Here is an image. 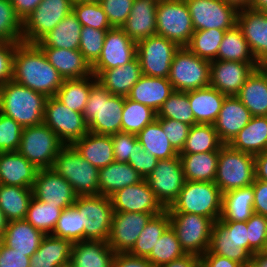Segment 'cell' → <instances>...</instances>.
<instances>
[{
	"instance_id": "cell-1",
	"label": "cell",
	"mask_w": 267,
	"mask_h": 267,
	"mask_svg": "<svg viewBox=\"0 0 267 267\" xmlns=\"http://www.w3.org/2000/svg\"><path fill=\"white\" fill-rule=\"evenodd\" d=\"M12 80L46 97L55 96L63 77L37 44L19 42L14 52Z\"/></svg>"
},
{
	"instance_id": "cell-2",
	"label": "cell",
	"mask_w": 267,
	"mask_h": 267,
	"mask_svg": "<svg viewBox=\"0 0 267 267\" xmlns=\"http://www.w3.org/2000/svg\"><path fill=\"white\" fill-rule=\"evenodd\" d=\"M47 97L13 80L0 86V112L23 128L43 123Z\"/></svg>"
},
{
	"instance_id": "cell-3",
	"label": "cell",
	"mask_w": 267,
	"mask_h": 267,
	"mask_svg": "<svg viewBox=\"0 0 267 267\" xmlns=\"http://www.w3.org/2000/svg\"><path fill=\"white\" fill-rule=\"evenodd\" d=\"M123 96L111 94L97 80L92 84L83 116L88 130L95 134L112 135L121 132Z\"/></svg>"
},
{
	"instance_id": "cell-4",
	"label": "cell",
	"mask_w": 267,
	"mask_h": 267,
	"mask_svg": "<svg viewBox=\"0 0 267 267\" xmlns=\"http://www.w3.org/2000/svg\"><path fill=\"white\" fill-rule=\"evenodd\" d=\"M222 192L214 182L185 181L168 212L199 214L217 222L222 211Z\"/></svg>"
},
{
	"instance_id": "cell-5",
	"label": "cell",
	"mask_w": 267,
	"mask_h": 267,
	"mask_svg": "<svg viewBox=\"0 0 267 267\" xmlns=\"http://www.w3.org/2000/svg\"><path fill=\"white\" fill-rule=\"evenodd\" d=\"M52 169L65 178L77 196L98 195L99 169L85 160L73 145H64Z\"/></svg>"
},
{
	"instance_id": "cell-6",
	"label": "cell",
	"mask_w": 267,
	"mask_h": 267,
	"mask_svg": "<svg viewBox=\"0 0 267 267\" xmlns=\"http://www.w3.org/2000/svg\"><path fill=\"white\" fill-rule=\"evenodd\" d=\"M255 180L254 155L235 150L224 144L219 150L218 166L214 183L222 194L243 188Z\"/></svg>"
},
{
	"instance_id": "cell-7",
	"label": "cell",
	"mask_w": 267,
	"mask_h": 267,
	"mask_svg": "<svg viewBox=\"0 0 267 267\" xmlns=\"http://www.w3.org/2000/svg\"><path fill=\"white\" fill-rule=\"evenodd\" d=\"M65 144L46 124L24 127L17 151L37 169H50Z\"/></svg>"
},
{
	"instance_id": "cell-8",
	"label": "cell",
	"mask_w": 267,
	"mask_h": 267,
	"mask_svg": "<svg viewBox=\"0 0 267 267\" xmlns=\"http://www.w3.org/2000/svg\"><path fill=\"white\" fill-rule=\"evenodd\" d=\"M73 207L81 215L84 240L107 242L114 214L110 197L100 194L77 196Z\"/></svg>"
},
{
	"instance_id": "cell-9",
	"label": "cell",
	"mask_w": 267,
	"mask_h": 267,
	"mask_svg": "<svg viewBox=\"0 0 267 267\" xmlns=\"http://www.w3.org/2000/svg\"><path fill=\"white\" fill-rule=\"evenodd\" d=\"M168 79L176 91L188 92L208 87L210 61L196 56L187 47H180L172 60Z\"/></svg>"
},
{
	"instance_id": "cell-10",
	"label": "cell",
	"mask_w": 267,
	"mask_h": 267,
	"mask_svg": "<svg viewBox=\"0 0 267 267\" xmlns=\"http://www.w3.org/2000/svg\"><path fill=\"white\" fill-rule=\"evenodd\" d=\"M170 226L175 231L186 254L201 257L209 248L214 222L199 214L168 212Z\"/></svg>"
},
{
	"instance_id": "cell-11",
	"label": "cell",
	"mask_w": 267,
	"mask_h": 267,
	"mask_svg": "<svg viewBox=\"0 0 267 267\" xmlns=\"http://www.w3.org/2000/svg\"><path fill=\"white\" fill-rule=\"evenodd\" d=\"M156 34L186 47L194 33L192 19L185 0L158 2Z\"/></svg>"
},
{
	"instance_id": "cell-12",
	"label": "cell",
	"mask_w": 267,
	"mask_h": 267,
	"mask_svg": "<svg viewBox=\"0 0 267 267\" xmlns=\"http://www.w3.org/2000/svg\"><path fill=\"white\" fill-rule=\"evenodd\" d=\"M179 48L175 42L157 34L137 41V58L142 75L168 78L172 60Z\"/></svg>"
},
{
	"instance_id": "cell-13",
	"label": "cell",
	"mask_w": 267,
	"mask_h": 267,
	"mask_svg": "<svg viewBox=\"0 0 267 267\" xmlns=\"http://www.w3.org/2000/svg\"><path fill=\"white\" fill-rule=\"evenodd\" d=\"M43 123L51 128L65 145H72L89 132L83 114L71 110L55 96L46 99Z\"/></svg>"
},
{
	"instance_id": "cell-14",
	"label": "cell",
	"mask_w": 267,
	"mask_h": 267,
	"mask_svg": "<svg viewBox=\"0 0 267 267\" xmlns=\"http://www.w3.org/2000/svg\"><path fill=\"white\" fill-rule=\"evenodd\" d=\"M72 10L71 0H42L23 21V42L37 44Z\"/></svg>"
},
{
	"instance_id": "cell-15",
	"label": "cell",
	"mask_w": 267,
	"mask_h": 267,
	"mask_svg": "<svg viewBox=\"0 0 267 267\" xmlns=\"http://www.w3.org/2000/svg\"><path fill=\"white\" fill-rule=\"evenodd\" d=\"M194 31L229 30L237 24L238 10L223 0H185Z\"/></svg>"
},
{
	"instance_id": "cell-16",
	"label": "cell",
	"mask_w": 267,
	"mask_h": 267,
	"mask_svg": "<svg viewBox=\"0 0 267 267\" xmlns=\"http://www.w3.org/2000/svg\"><path fill=\"white\" fill-rule=\"evenodd\" d=\"M145 179L160 203L165 208L170 207L178 198L186 181L179 155L159 160Z\"/></svg>"
},
{
	"instance_id": "cell-17",
	"label": "cell",
	"mask_w": 267,
	"mask_h": 267,
	"mask_svg": "<svg viewBox=\"0 0 267 267\" xmlns=\"http://www.w3.org/2000/svg\"><path fill=\"white\" fill-rule=\"evenodd\" d=\"M137 57V42L129 38L122 28L112 27L106 32L102 52L92 65L97 76L102 70L123 66Z\"/></svg>"
},
{
	"instance_id": "cell-18",
	"label": "cell",
	"mask_w": 267,
	"mask_h": 267,
	"mask_svg": "<svg viewBox=\"0 0 267 267\" xmlns=\"http://www.w3.org/2000/svg\"><path fill=\"white\" fill-rule=\"evenodd\" d=\"M160 213L114 212L108 245L115 253H128L147 222Z\"/></svg>"
},
{
	"instance_id": "cell-19",
	"label": "cell",
	"mask_w": 267,
	"mask_h": 267,
	"mask_svg": "<svg viewBox=\"0 0 267 267\" xmlns=\"http://www.w3.org/2000/svg\"><path fill=\"white\" fill-rule=\"evenodd\" d=\"M259 63L213 60L210 62L209 86L226 96H236Z\"/></svg>"
},
{
	"instance_id": "cell-20",
	"label": "cell",
	"mask_w": 267,
	"mask_h": 267,
	"mask_svg": "<svg viewBox=\"0 0 267 267\" xmlns=\"http://www.w3.org/2000/svg\"><path fill=\"white\" fill-rule=\"evenodd\" d=\"M32 191L34 198L62 209L73 206L77 198L71 184L52 168L38 170Z\"/></svg>"
},
{
	"instance_id": "cell-21",
	"label": "cell",
	"mask_w": 267,
	"mask_h": 267,
	"mask_svg": "<svg viewBox=\"0 0 267 267\" xmlns=\"http://www.w3.org/2000/svg\"><path fill=\"white\" fill-rule=\"evenodd\" d=\"M114 212L161 213L166 208L156 198L146 179L110 196Z\"/></svg>"
},
{
	"instance_id": "cell-22",
	"label": "cell",
	"mask_w": 267,
	"mask_h": 267,
	"mask_svg": "<svg viewBox=\"0 0 267 267\" xmlns=\"http://www.w3.org/2000/svg\"><path fill=\"white\" fill-rule=\"evenodd\" d=\"M237 26L260 63L267 57V13L249 8L238 10Z\"/></svg>"
},
{
	"instance_id": "cell-23",
	"label": "cell",
	"mask_w": 267,
	"mask_h": 267,
	"mask_svg": "<svg viewBox=\"0 0 267 267\" xmlns=\"http://www.w3.org/2000/svg\"><path fill=\"white\" fill-rule=\"evenodd\" d=\"M251 118L250 111L236 96H226L213 125L220 141L229 144Z\"/></svg>"
},
{
	"instance_id": "cell-24",
	"label": "cell",
	"mask_w": 267,
	"mask_h": 267,
	"mask_svg": "<svg viewBox=\"0 0 267 267\" xmlns=\"http://www.w3.org/2000/svg\"><path fill=\"white\" fill-rule=\"evenodd\" d=\"M38 170L18 151L0 154V184L32 188Z\"/></svg>"
},
{
	"instance_id": "cell-25",
	"label": "cell",
	"mask_w": 267,
	"mask_h": 267,
	"mask_svg": "<svg viewBox=\"0 0 267 267\" xmlns=\"http://www.w3.org/2000/svg\"><path fill=\"white\" fill-rule=\"evenodd\" d=\"M48 62L59 72L63 79L84 78L92 73V66L78 50L55 47H40Z\"/></svg>"
},
{
	"instance_id": "cell-26",
	"label": "cell",
	"mask_w": 267,
	"mask_h": 267,
	"mask_svg": "<svg viewBox=\"0 0 267 267\" xmlns=\"http://www.w3.org/2000/svg\"><path fill=\"white\" fill-rule=\"evenodd\" d=\"M157 5L155 0H134L131 13L121 27L129 38L137 42L156 35Z\"/></svg>"
},
{
	"instance_id": "cell-27",
	"label": "cell",
	"mask_w": 267,
	"mask_h": 267,
	"mask_svg": "<svg viewBox=\"0 0 267 267\" xmlns=\"http://www.w3.org/2000/svg\"><path fill=\"white\" fill-rule=\"evenodd\" d=\"M114 250L105 241L73 243L69 267H113Z\"/></svg>"
},
{
	"instance_id": "cell-28",
	"label": "cell",
	"mask_w": 267,
	"mask_h": 267,
	"mask_svg": "<svg viewBox=\"0 0 267 267\" xmlns=\"http://www.w3.org/2000/svg\"><path fill=\"white\" fill-rule=\"evenodd\" d=\"M45 234L34 228L26 219L9 221L0 241L25 256L31 257L39 248Z\"/></svg>"
},
{
	"instance_id": "cell-29",
	"label": "cell",
	"mask_w": 267,
	"mask_h": 267,
	"mask_svg": "<svg viewBox=\"0 0 267 267\" xmlns=\"http://www.w3.org/2000/svg\"><path fill=\"white\" fill-rule=\"evenodd\" d=\"M73 243L51 234L45 235L30 257L29 267H69Z\"/></svg>"
},
{
	"instance_id": "cell-30",
	"label": "cell",
	"mask_w": 267,
	"mask_h": 267,
	"mask_svg": "<svg viewBox=\"0 0 267 267\" xmlns=\"http://www.w3.org/2000/svg\"><path fill=\"white\" fill-rule=\"evenodd\" d=\"M173 91L168 78L142 75L132 87L127 98L144 104L157 113Z\"/></svg>"
},
{
	"instance_id": "cell-31",
	"label": "cell",
	"mask_w": 267,
	"mask_h": 267,
	"mask_svg": "<svg viewBox=\"0 0 267 267\" xmlns=\"http://www.w3.org/2000/svg\"><path fill=\"white\" fill-rule=\"evenodd\" d=\"M141 76V66L136 57L123 66L102 70L96 77L111 94L127 97Z\"/></svg>"
},
{
	"instance_id": "cell-32",
	"label": "cell",
	"mask_w": 267,
	"mask_h": 267,
	"mask_svg": "<svg viewBox=\"0 0 267 267\" xmlns=\"http://www.w3.org/2000/svg\"><path fill=\"white\" fill-rule=\"evenodd\" d=\"M142 180L143 177L129 163L113 161L99 169L98 194L110 197L116 191Z\"/></svg>"
},
{
	"instance_id": "cell-33",
	"label": "cell",
	"mask_w": 267,
	"mask_h": 267,
	"mask_svg": "<svg viewBox=\"0 0 267 267\" xmlns=\"http://www.w3.org/2000/svg\"><path fill=\"white\" fill-rule=\"evenodd\" d=\"M79 154L98 169L115 161L111 135L88 132L72 144Z\"/></svg>"
},
{
	"instance_id": "cell-34",
	"label": "cell",
	"mask_w": 267,
	"mask_h": 267,
	"mask_svg": "<svg viewBox=\"0 0 267 267\" xmlns=\"http://www.w3.org/2000/svg\"><path fill=\"white\" fill-rule=\"evenodd\" d=\"M226 95L208 86L188 91V100L197 124H214Z\"/></svg>"
},
{
	"instance_id": "cell-35",
	"label": "cell",
	"mask_w": 267,
	"mask_h": 267,
	"mask_svg": "<svg viewBox=\"0 0 267 267\" xmlns=\"http://www.w3.org/2000/svg\"><path fill=\"white\" fill-rule=\"evenodd\" d=\"M252 116H267V74L259 67L236 95Z\"/></svg>"
},
{
	"instance_id": "cell-36",
	"label": "cell",
	"mask_w": 267,
	"mask_h": 267,
	"mask_svg": "<svg viewBox=\"0 0 267 267\" xmlns=\"http://www.w3.org/2000/svg\"><path fill=\"white\" fill-rule=\"evenodd\" d=\"M228 145L252 155L267 151V116H252Z\"/></svg>"
},
{
	"instance_id": "cell-37",
	"label": "cell",
	"mask_w": 267,
	"mask_h": 267,
	"mask_svg": "<svg viewBox=\"0 0 267 267\" xmlns=\"http://www.w3.org/2000/svg\"><path fill=\"white\" fill-rule=\"evenodd\" d=\"M253 202V184L224 193L218 221H247L254 214Z\"/></svg>"
},
{
	"instance_id": "cell-38",
	"label": "cell",
	"mask_w": 267,
	"mask_h": 267,
	"mask_svg": "<svg viewBox=\"0 0 267 267\" xmlns=\"http://www.w3.org/2000/svg\"><path fill=\"white\" fill-rule=\"evenodd\" d=\"M81 24L77 16L69 13L61 22L45 35L37 45L39 47H55L67 50L79 49Z\"/></svg>"
},
{
	"instance_id": "cell-39",
	"label": "cell",
	"mask_w": 267,
	"mask_h": 267,
	"mask_svg": "<svg viewBox=\"0 0 267 267\" xmlns=\"http://www.w3.org/2000/svg\"><path fill=\"white\" fill-rule=\"evenodd\" d=\"M185 180L214 182L219 151L179 154Z\"/></svg>"
},
{
	"instance_id": "cell-40",
	"label": "cell",
	"mask_w": 267,
	"mask_h": 267,
	"mask_svg": "<svg viewBox=\"0 0 267 267\" xmlns=\"http://www.w3.org/2000/svg\"><path fill=\"white\" fill-rule=\"evenodd\" d=\"M32 198V188L0 184V208L8 222L25 219Z\"/></svg>"
},
{
	"instance_id": "cell-41",
	"label": "cell",
	"mask_w": 267,
	"mask_h": 267,
	"mask_svg": "<svg viewBox=\"0 0 267 267\" xmlns=\"http://www.w3.org/2000/svg\"><path fill=\"white\" fill-rule=\"evenodd\" d=\"M97 77L90 75L79 79H65L55 97L73 111L83 113L92 84Z\"/></svg>"
},
{
	"instance_id": "cell-42",
	"label": "cell",
	"mask_w": 267,
	"mask_h": 267,
	"mask_svg": "<svg viewBox=\"0 0 267 267\" xmlns=\"http://www.w3.org/2000/svg\"><path fill=\"white\" fill-rule=\"evenodd\" d=\"M208 251L229 258L241 265L245 264L252 255L240 244L233 241L230 231L219 222H214Z\"/></svg>"
},
{
	"instance_id": "cell-43",
	"label": "cell",
	"mask_w": 267,
	"mask_h": 267,
	"mask_svg": "<svg viewBox=\"0 0 267 267\" xmlns=\"http://www.w3.org/2000/svg\"><path fill=\"white\" fill-rule=\"evenodd\" d=\"M137 139L143 149L158 160L169 159L179 155L156 119L137 134Z\"/></svg>"
},
{
	"instance_id": "cell-44",
	"label": "cell",
	"mask_w": 267,
	"mask_h": 267,
	"mask_svg": "<svg viewBox=\"0 0 267 267\" xmlns=\"http://www.w3.org/2000/svg\"><path fill=\"white\" fill-rule=\"evenodd\" d=\"M216 60L258 63L237 24L224 33Z\"/></svg>"
},
{
	"instance_id": "cell-45",
	"label": "cell",
	"mask_w": 267,
	"mask_h": 267,
	"mask_svg": "<svg viewBox=\"0 0 267 267\" xmlns=\"http://www.w3.org/2000/svg\"><path fill=\"white\" fill-rule=\"evenodd\" d=\"M169 226L170 217L167 209L160 214L152 216L128 253L132 256L147 258L157 240Z\"/></svg>"
},
{
	"instance_id": "cell-46",
	"label": "cell",
	"mask_w": 267,
	"mask_h": 267,
	"mask_svg": "<svg viewBox=\"0 0 267 267\" xmlns=\"http://www.w3.org/2000/svg\"><path fill=\"white\" fill-rule=\"evenodd\" d=\"M223 145L213 124H195L190 127L188 137L179 154L219 151Z\"/></svg>"
},
{
	"instance_id": "cell-47",
	"label": "cell",
	"mask_w": 267,
	"mask_h": 267,
	"mask_svg": "<svg viewBox=\"0 0 267 267\" xmlns=\"http://www.w3.org/2000/svg\"><path fill=\"white\" fill-rule=\"evenodd\" d=\"M156 117L157 113L150 107L125 97L121 132L137 135L146 125L151 124Z\"/></svg>"
},
{
	"instance_id": "cell-48",
	"label": "cell",
	"mask_w": 267,
	"mask_h": 267,
	"mask_svg": "<svg viewBox=\"0 0 267 267\" xmlns=\"http://www.w3.org/2000/svg\"><path fill=\"white\" fill-rule=\"evenodd\" d=\"M62 210L59 205H51L33 197L25 219L34 228L49 235L53 232Z\"/></svg>"
},
{
	"instance_id": "cell-49",
	"label": "cell",
	"mask_w": 267,
	"mask_h": 267,
	"mask_svg": "<svg viewBox=\"0 0 267 267\" xmlns=\"http://www.w3.org/2000/svg\"><path fill=\"white\" fill-rule=\"evenodd\" d=\"M186 255L181 248L175 231L169 226L153 247L150 255L146 258L154 267H160L166 263Z\"/></svg>"
},
{
	"instance_id": "cell-50",
	"label": "cell",
	"mask_w": 267,
	"mask_h": 267,
	"mask_svg": "<svg viewBox=\"0 0 267 267\" xmlns=\"http://www.w3.org/2000/svg\"><path fill=\"white\" fill-rule=\"evenodd\" d=\"M225 32V30L220 29L194 31L186 47L196 56L211 62L216 60Z\"/></svg>"
},
{
	"instance_id": "cell-51",
	"label": "cell",
	"mask_w": 267,
	"mask_h": 267,
	"mask_svg": "<svg viewBox=\"0 0 267 267\" xmlns=\"http://www.w3.org/2000/svg\"><path fill=\"white\" fill-rule=\"evenodd\" d=\"M156 118H169L186 123L190 126L197 124L188 100V92L174 90L165 100Z\"/></svg>"
},
{
	"instance_id": "cell-52",
	"label": "cell",
	"mask_w": 267,
	"mask_h": 267,
	"mask_svg": "<svg viewBox=\"0 0 267 267\" xmlns=\"http://www.w3.org/2000/svg\"><path fill=\"white\" fill-rule=\"evenodd\" d=\"M0 41L23 42V22L10 0H0Z\"/></svg>"
},
{
	"instance_id": "cell-53",
	"label": "cell",
	"mask_w": 267,
	"mask_h": 267,
	"mask_svg": "<svg viewBox=\"0 0 267 267\" xmlns=\"http://www.w3.org/2000/svg\"><path fill=\"white\" fill-rule=\"evenodd\" d=\"M84 229L81 227V215L71 206L62 210L51 235L76 243L84 241Z\"/></svg>"
},
{
	"instance_id": "cell-54",
	"label": "cell",
	"mask_w": 267,
	"mask_h": 267,
	"mask_svg": "<svg viewBox=\"0 0 267 267\" xmlns=\"http://www.w3.org/2000/svg\"><path fill=\"white\" fill-rule=\"evenodd\" d=\"M72 11L77 16L81 26L99 30L112 28L99 2L75 3Z\"/></svg>"
},
{
	"instance_id": "cell-55",
	"label": "cell",
	"mask_w": 267,
	"mask_h": 267,
	"mask_svg": "<svg viewBox=\"0 0 267 267\" xmlns=\"http://www.w3.org/2000/svg\"><path fill=\"white\" fill-rule=\"evenodd\" d=\"M91 27L82 26L79 51L92 66L100 57L106 32Z\"/></svg>"
},
{
	"instance_id": "cell-56",
	"label": "cell",
	"mask_w": 267,
	"mask_h": 267,
	"mask_svg": "<svg viewBox=\"0 0 267 267\" xmlns=\"http://www.w3.org/2000/svg\"><path fill=\"white\" fill-rule=\"evenodd\" d=\"M249 253L254 256L267 246V217L254 213L247 221Z\"/></svg>"
},
{
	"instance_id": "cell-57",
	"label": "cell",
	"mask_w": 267,
	"mask_h": 267,
	"mask_svg": "<svg viewBox=\"0 0 267 267\" xmlns=\"http://www.w3.org/2000/svg\"><path fill=\"white\" fill-rule=\"evenodd\" d=\"M22 131L23 127L18 122L0 112V152L17 151Z\"/></svg>"
},
{
	"instance_id": "cell-58",
	"label": "cell",
	"mask_w": 267,
	"mask_h": 267,
	"mask_svg": "<svg viewBox=\"0 0 267 267\" xmlns=\"http://www.w3.org/2000/svg\"><path fill=\"white\" fill-rule=\"evenodd\" d=\"M111 136L114 158L117 162L128 163L129 156H133L134 153H137V151L143 148L138 142L136 134L119 132Z\"/></svg>"
},
{
	"instance_id": "cell-59",
	"label": "cell",
	"mask_w": 267,
	"mask_h": 267,
	"mask_svg": "<svg viewBox=\"0 0 267 267\" xmlns=\"http://www.w3.org/2000/svg\"><path fill=\"white\" fill-rule=\"evenodd\" d=\"M134 0H101L99 4L106 13L111 27L121 28L131 13Z\"/></svg>"
},
{
	"instance_id": "cell-60",
	"label": "cell",
	"mask_w": 267,
	"mask_h": 267,
	"mask_svg": "<svg viewBox=\"0 0 267 267\" xmlns=\"http://www.w3.org/2000/svg\"><path fill=\"white\" fill-rule=\"evenodd\" d=\"M156 120L161 124L171 145L179 153L185 144L191 126L169 118H156Z\"/></svg>"
},
{
	"instance_id": "cell-61",
	"label": "cell",
	"mask_w": 267,
	"mask_h": 267,
	"mask_svg": "<svg viewBox=\"0 0 267 267\" xmlns=\"http://www.w3.org/2000/svg\"><path fill=\"white\" fill-rule=\"evenodd\" d=\"M17 44L0 41V86L12 80L14 52Z\"/></svg>"
},
{
	"instance_id": "cell-62",
	"label": "cell",
	"mask_w": 267,
	"mask_h": 267,
	"mask_svg": "<svg viewBox=\"0 0 267 267\" xmlns=\"http://www.w3.org/2000/svg\"><path fill=\"white\" fill-rule=\"evenodd\" d=\"M158 159L143 148L133 156H129L128 163L143 177L147 178L156 167Z\"/></svg>"
},
{
	"instance_id": "cell-63",
	"label": "cell",
	"mask_w": 267,
	"mask_h": 267,
	"mask_svg": "<svg viewBox=\"0 0 267 267\" xmlns=\"http://www.w3.org/2000/svg\"><path fill=\"white\" fill-rule=\"evenodd\" d=\"M30 257L5 246L0 241V267H29Z\"/></svg>"
},
{
	"instance_id": "cell-64",
	"label": "cell",
	"mask_w": 267,
	"mask_h": 267,
	"mask_svg": "<svg viewBox=\"0 0 267 267\" xmlns=\"http://www.w3.org/2000/svg\"><path fill=\"white\" fill-rule=\"evenodd\" d=\"M227 231H230V235L234 242L240 244V247L245 248L249 252V241L247 223L236 221H219Z\"/></svg>"
},
{
	"instance_id": "cell-65",
	"label": "cell",
	"mask_w": 267,
	"mask_h": 267,
	"mask_svg": "<svg viewBox=\"0 0 267 267\" xmlns=\"http://www.w3.org/2000/svg\"><path fill=\"white\" fill-rule=\"evenodd\" d=\"M253 184L254 213L267 217V182L255 179Z\"/></svg>"
},
{
	"instance_id": "cell-66",
	"label": "cell",
	"mask_w": 267,
	"mask_h": 267,
	"mask_svg": "<svg viewBox=\"0 0 267 267\" xmlns=\"http://www.w3.org/2000/svg\"><path fill=\"white\" fill-rule=\"evenodd\" d=\"M200 267H242V265L236 261L213 254L207 250L200 257Z\"/></svg>"
},
{
	"instance_id": "cell-67",
	"label": "cell",
	"mask_w": 267,
	"mask_h": 267,
	"mask_svg": "<svg viewBox=\"0 0 267 267\" xmlns=\"http://www.w3.org/2000/svg\"><path fill=\"white\" fill-rule=\"evenodd\" d=\"M113 267H154L146 258L132 256L129 253H116Z\"/></svg>"
},
{
	"instance_id": "cell-68",
	"label": "cell",
	"mask_w": 267,
	"mask_h": 267,
	"mask_svg": "<svg viewBox=\"0 0 267 267\" xmlns=\"http://www.w3.org/2000/svg\"><path fill=\"white\" fill-rule=\"evenodd\" d=\"M22 22L37 8L42 0H10Z\"/></svg>"
},
{
	"instance_id": "cell-69",
	"label": "cell",
	"mask_w": 267,
	"mask_h": 267,
	"mask_svg": "<svg viewBox=\"0 0 267 267\" xmlns=\"http://www.w3.org/2000/svg\"><path fill=\"white\" fill-rule=\"evenodd\" d=\"M160 267H200V257L194 254H186Z\"/></svg>"
},
{
	"instance_id": "cell-70",
	"label": "cell",
	"mask_w": 267,
	"mask_h": 267,
	"mask_svg": "<svg viewBox=\"0 0 267 267\" xmlns=\"http://www.w3.org/2000/svg\"><path fill=\"white\" fill-rule=\"evenodd\" d=\"M255 179L267 182V151L254 155Z\"/></svg>"
},
{
	"instance_id": "cell-71",
	"label": "cell",
	"mask_w": 267,
	"mask_h": 267,
	"mask_svg": "<svg viewBox=\"0 0 267 267\" xmlns=\"http://www.w3.org/2000/svg\"><path fill=\"white\" fill-rule=\"evenodd\" d=\"M242 267H267V252L255 254Z\"/></svg>"
},
{
	"instance_id": "cell-72",
	"label": "cell",
	"mask_w": 267,
	"mask_h": 267,
	"mask_svg": "<svg viewBox=\"0 0 267 267\" xmlns=\"http://www.w3.org/2000/svg\"><path fill=\"white\" fill-rule=\"evenodd\" d=\"M226 4L234 6L237 10L249 8L252 0H223Z\"/></svg>"
},
{
	"instance_id": "cell-73",
	"label": "cell",
	"mask_w": 267,
	"mask_h": 267,
	"mask_svg": "<svg viewBox=\"0 0 267 267\" xmlns=\"http://www.w3.org/2000/svg\"><path fill=\"white\" fill-rule=\"evenodd\" d=\"M249 9L267 13V0H252Z\"/></svg>"
},
{
	"instance_id": "cell-74",
	"label": "cell",
	"mask_w": 267,
	"mask_h": 267,
	"mask_svg": "<svg viewBox=\"0 0 267 267\" xmlns=\"http://www.w3.org/2000/svg\"><path fill=\"white\" fill-rule=\"evenodd\" d=\"M8 221L4 215V212L0 208V237L5 233Z\"/></svg>"
},
{
	"instance_id": "cell-75",
	"label": "cell",
	"mask_w": 267,
	"mask_h": 267,
	"mask_svg": "<svg viewBox=\"0 0 267 267\" xmlns=\"http://www.w3.org/2000/svg\"><path fill=\"white\" fill-rule=\"evenodd\" d=\"M259 67L267 74V57L259 63Z\"/></svg>"
},
{
	"instance_id": "cell-76",
	"label": "cell",
	"mask_w": 267,
	"mask_h": 267,
	"mask_svg": "<svg viewBox=\"0 0 267 267\" xmlns=\"http://www.w3.org/2000/svg\"><path fill=\"white\" fill-rule=\"evenodd\" d=\"M73 4L75 3H87V2H100L101 0H71Z\"/></svg>"
},
{
	"instance_id": "cell-77",
	"label": "cell",
	"mask_w": 267,
	"mask_h": 267,
	"mask_svg": "<svg viewBox=\"0 0 267 267\" xmlns=\"http://www.w3.org/2000/svg\"><path fill=\"white\" fill-rule=\"evenodd\" d=\"M156 2H163V1H174V0H155Z\"/></svg>"
}]
</instances>
